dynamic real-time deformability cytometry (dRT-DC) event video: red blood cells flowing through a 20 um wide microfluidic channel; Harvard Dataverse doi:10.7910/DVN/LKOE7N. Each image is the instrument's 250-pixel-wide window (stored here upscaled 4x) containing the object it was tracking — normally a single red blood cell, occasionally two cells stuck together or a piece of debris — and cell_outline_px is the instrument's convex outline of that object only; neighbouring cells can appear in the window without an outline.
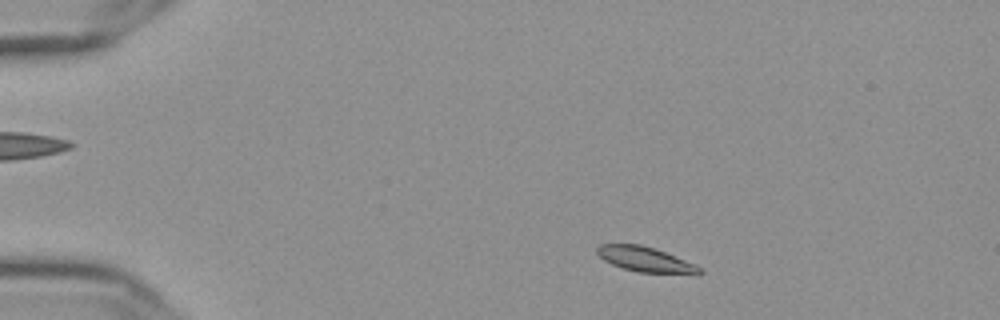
{"species": "Egyptian fruit bat (a non-hibernating species)", "species_latin": "Rousettus aegyptiacus", "temperature_condition": "cold", "stored_images_in_passage": 52, "camera_frame_rate_fps": 3000, "um_per_image_px": 0.085, "frame": {"image": 1, "passage_image": 5, "time_ms": 1.333, "image_size_px": [1000, 320], "cell_outline_px": [[704, 272], [700, 276], [696, 276], [640, 272], [624, 268], [612, 264], [604, 260], [596, 252], [596, 248], [600, 244], [640, 244], [664, 252], [696, 264]], "centroid_in_image_um": [54.96, 22.09], "position_along_channel_um": 30.0, "area_um2": 15.2}}
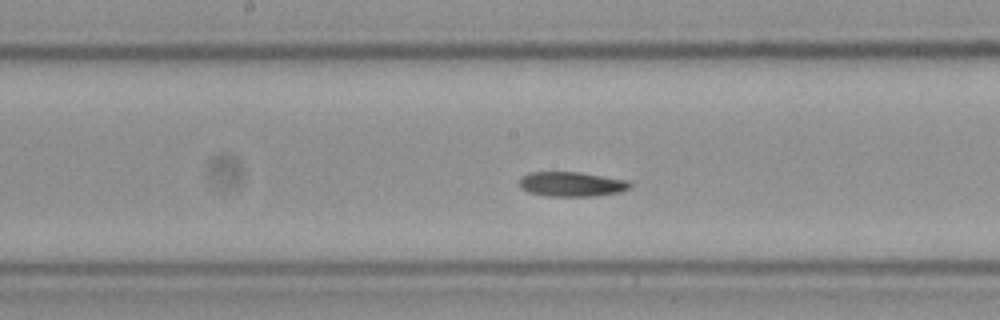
{"frame": {"image": 2, "passage_image": 25, "time_ms": 8.0, "image_size_px": [1000, 320], "cell_outline_px": [[632, 184], [628, 188], [620, 192], [596, 196], [548, 196], [528, 192], [520, 188], [520, 176], [528, 172], [580, 172], [628, 180]], "centroid_in_image_um": [48.57, 15.65], "position_along_channel_um": 199.6, "area_um2": 16.01}}
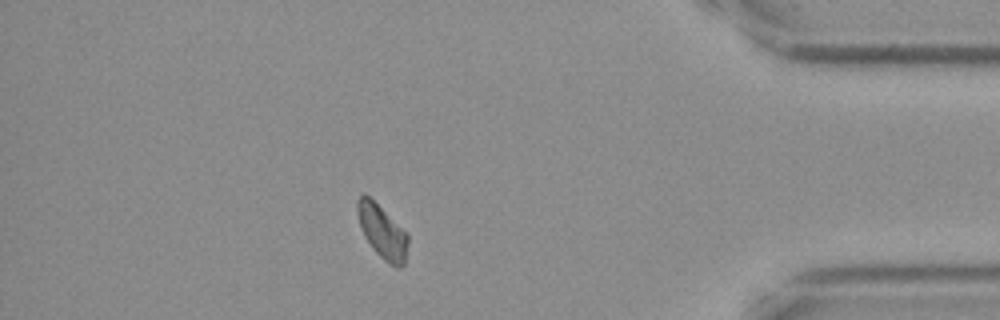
{"frame": {"image": 3, "passage_image": 45, "time_ms": 14.667, "image_size_px": [1000, 320], "cell_outline_px": [[408, 244], [404, 264], [400, 268], [396, 268], [388, 264], [372, 248], [364, 236], [356, 212], [356, 200], [364, 192], [408, 236]], "centroid_in_image_um": [32.46, 19.73], "position_along_channel_um": 402.7, "area_um2": 15.32}, "authors_computed_cell_mechanics": {"area_um2": 15.6638, "velocity_mm_per_s": 3.5787, "shape_relaxation_time_tau1_ms": 5.3186, "shape_relaxation_time_tau2_ms": null, "deformation_change_tau1": 0.1545, "deformation_change_tau2": null}}